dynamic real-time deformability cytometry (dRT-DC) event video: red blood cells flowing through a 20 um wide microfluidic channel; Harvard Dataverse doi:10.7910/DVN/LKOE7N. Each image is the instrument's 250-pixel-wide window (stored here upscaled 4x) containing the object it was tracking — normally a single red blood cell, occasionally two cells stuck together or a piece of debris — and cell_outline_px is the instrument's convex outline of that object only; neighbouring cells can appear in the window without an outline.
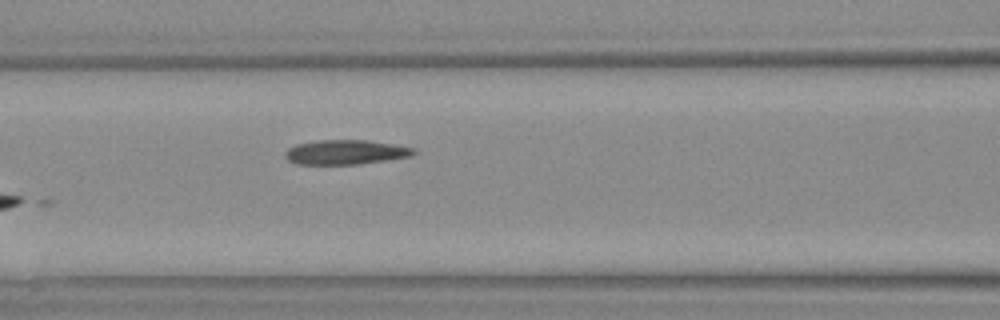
{"species": "Egyptian fruit bat (a non-hibernating species)", "species_latin": "Rousettus aegyptiacus", "temperature_condition": "warm", "stored_images_in_passage": 3, "camera_frame_rate_fps": 3000, "um_per_image_px": 0.085, "animal": {"sex": "female"}, "frame": {"image": 1, "passage_image": 3, "time_ms": 2.333, "image_size_px": [1000, 320], "cell_outline_px": [[416, 152], [412, 156], [388, 160], [360, 164], [296, 164], [288, 160], [284, 156], [284, 152], [288, 148], [296, 144], [316, 140], [368, 140], [392, 144], [412, 148]], "centroid_in_image_um": [29.34, 12.93], "position_along_channel_um": 137.3, "area_um2": 18.44}}